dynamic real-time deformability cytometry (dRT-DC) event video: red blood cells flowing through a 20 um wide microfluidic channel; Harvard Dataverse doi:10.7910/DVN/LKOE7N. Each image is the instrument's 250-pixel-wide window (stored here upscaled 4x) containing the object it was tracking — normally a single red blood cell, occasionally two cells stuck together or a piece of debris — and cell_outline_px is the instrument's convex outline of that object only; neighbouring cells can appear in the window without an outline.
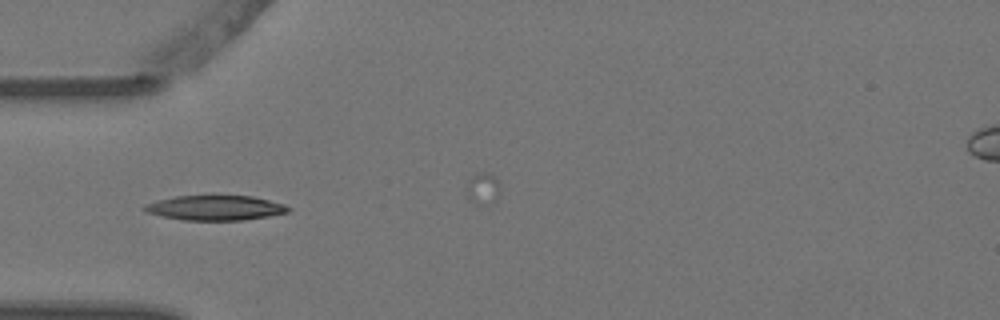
{"species": "Egyptian fruit bat (a non-hibernating species)", "species_latin": "Rousettus aegyptiacus", "temperature_condition": "warm", "stored_images_in_passage": 6, "camera_frame_rate_fps": 3000, "um_per_image_px": 0.085, "animal": {"sex": "female"}, "frame": {"image": 1, "passage_image": 4, "time_ms": 1.0, "image_size_px": [1000, 320], "cell_outline_px": [[292, 208], [288, 212], [268, 216], [244, 220], [180, 220], [148, 212], [140, 208], [144, 204], [176, 196], [212, 192], [252, 196], [284, 204]], "centroid_in_image_um": [18.3, 17.61], "position_along_channel_um": 66.7, "area_um2": 21.73}}
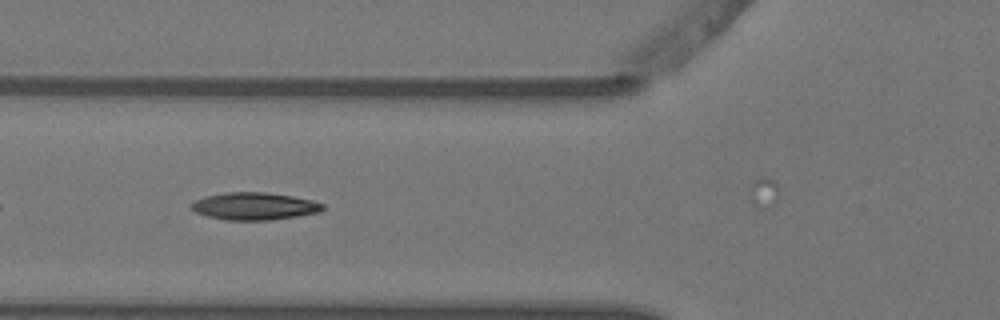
{"frame": {"image": 2, "passage_image": 5, "time_ms": 1.333, "image_size_px": [1000, 320], "cell_outline_px": [[324, 208], [320, 212], [296, 216], [268, 220], [224, 220], [208, 216], [196, 212], [188, 204], [196, 200], [208, 196], [224, 192], [264, 192], [292, 196], [312, 200], [324, 204]], "centroid_in_image_um": [21.62, 17.52], "position_along_channel_um": 104.2, "area_um2": 20.87}}
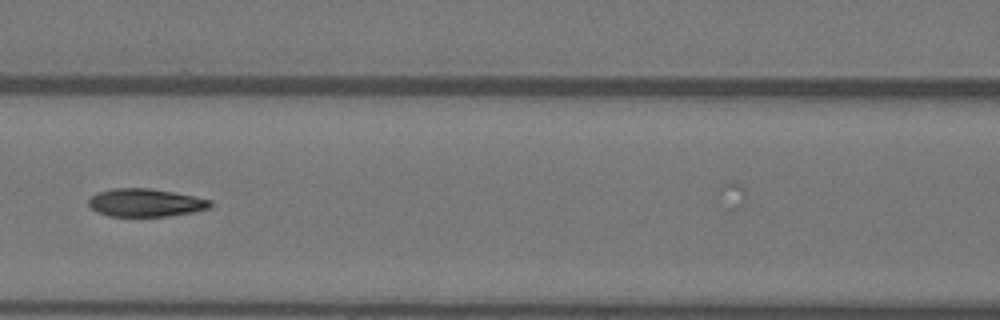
{"frame": {"image": 3, "passage_image": 6, "time_ms": 1.667, "image_size_px": [1000, 320], "cell_outline_px": [[212, 204], [208, 208], [192, 212], [168, 216], [108, 216], [96, 212], [88, 204], [88, 200], [96, 192], [112, 188], [148, 188], [172, 192], [212, 200]], "centroid_in_image_um": [12.32, 17.23], "position_along_channel_um": 154.3, "area_um2": 19.77}}